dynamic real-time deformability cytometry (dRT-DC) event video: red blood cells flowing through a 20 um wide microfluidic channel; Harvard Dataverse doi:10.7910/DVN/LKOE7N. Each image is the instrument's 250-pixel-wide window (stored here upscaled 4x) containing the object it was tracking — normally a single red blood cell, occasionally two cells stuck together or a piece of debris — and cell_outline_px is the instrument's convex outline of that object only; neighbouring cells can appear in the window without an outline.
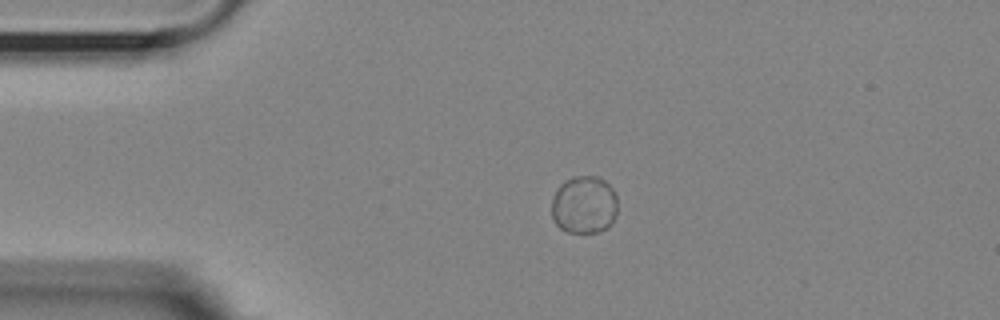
{"species": "Egyptian fruit bat (a non-hibernating species)", "species_latin": "Rousettus aegyptiacus", "temperature_condition": "room temperature", "stored_images_in_passage": 45, "camera_frame_rate_fps": 3000, "um_per_image_px": 0.085, "animal": {"sex": "female"}, "frame": {"image": 1, "passage_image": 1, "time_ms": 0.0, "image_size_px": [1000, 320], "cell_outline_px": [[616, 216], [612, 224], [608, 228], [596, 232], [568, 232], [560, 228], [556, 224], [552, 216], [552, 196], [556, 188], [564, 180], [572, 176], [596, 176], [604, 180], [612, 188], [616, 196]], "centroid_in_image_um": [49.64, 17.4], "position_along_channel_um": 35.4, "area_um2": 22.48}}
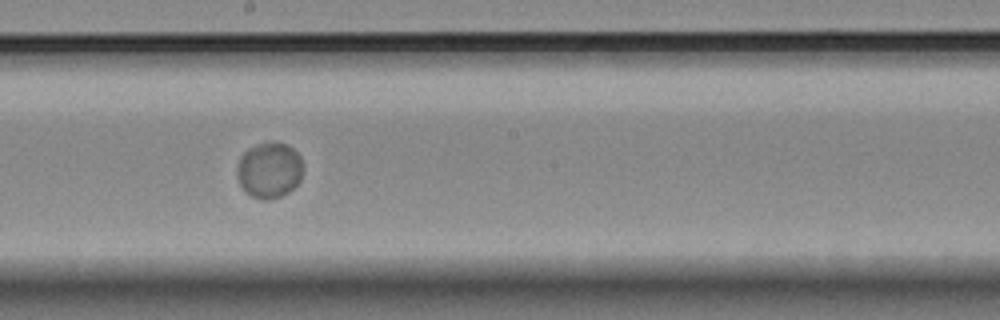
{"frame": {"image": 2, "passage_image": 20, "time_ms": 6.333, "image_size_px": [1000, 320], "cell_outline_px": [[300, 180], [288, 192], [280, 196], [268, 200], [260, 200], [252, 196], [240, 184], [236, 172], [240, 156], [248, 148], [256, 144], [272, 140], [288, 144], [300, 156]], "centroid_in_image_um": [22.86, 14.43], "position_along_channel_um": 225.3, "area_um2": 21.33}}
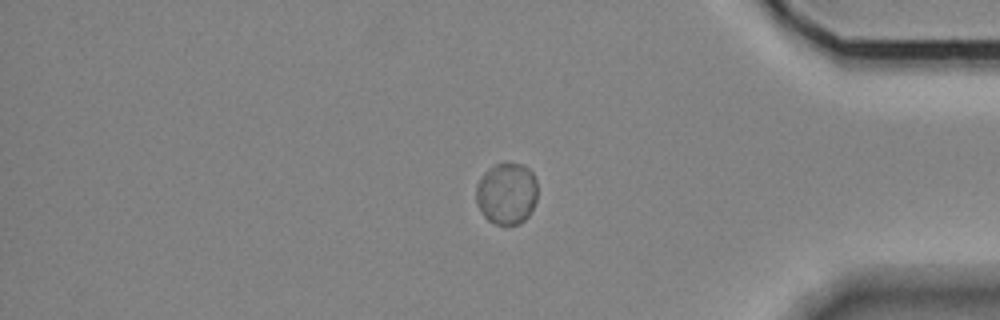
{"frame": {"image": 3, "passage_image": 36, "time_ms": 11.667, "image_size_px": [1000, 320], "cell_outline_px": [[536, 200], [528, 216], [520, 224], [508, 228], [496, 224], [488, 220], [484, 216], [476, 204], [476, 184], [484, 172], [492, 164], [524, 164], [532, 172], [536, 180]], "centroid_in_image_um": [43.04, 16.48], "position_along_channel_um": 392.2, "area_um2": 22.48}}